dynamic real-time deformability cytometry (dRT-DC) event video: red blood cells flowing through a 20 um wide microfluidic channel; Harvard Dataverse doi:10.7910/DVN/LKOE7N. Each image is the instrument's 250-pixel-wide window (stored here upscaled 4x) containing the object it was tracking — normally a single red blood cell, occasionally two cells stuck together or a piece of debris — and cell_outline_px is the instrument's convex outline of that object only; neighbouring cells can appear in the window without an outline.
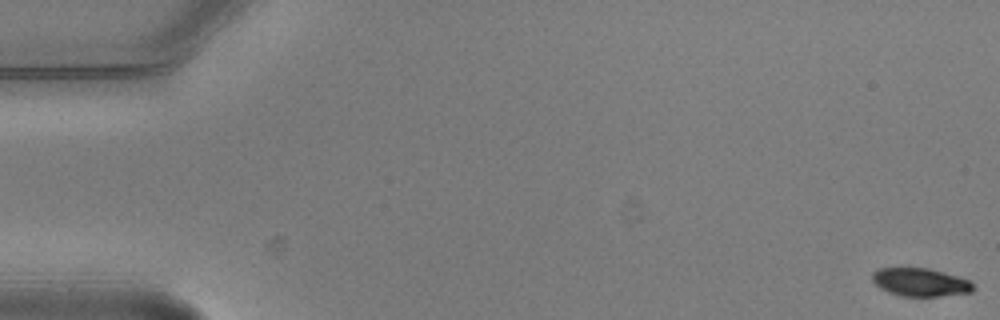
{"species": "common noctule bat (a hibernating species)", "species_latin": "Nyctalus noctula", "temperature_condition": "warm", "stored_images_in_passage": 5, "camera_frame_rate_fps": 3000, "um_per_image_px": 0.085, "animal": {"sex": "male", "body_mass_g": 20.5, "forearm_length_mm": 52.5}, "frame": {"image": 1, "passage_image": 1, "time_ms": 0.0, "image_size_px": [1000, 320], "cell_outline_px": [[976, 288], [972, 292], [940, 296], [900, 296], [888, 292], [880, 288], [872, 280], [872, 272], [876, 268], [928, 268], [956, 276], [968, 280]], "centroid_in_image_um": [78.2, 23.99], "position_along_channel_um": 6.8, "area_um2": 16.53}}